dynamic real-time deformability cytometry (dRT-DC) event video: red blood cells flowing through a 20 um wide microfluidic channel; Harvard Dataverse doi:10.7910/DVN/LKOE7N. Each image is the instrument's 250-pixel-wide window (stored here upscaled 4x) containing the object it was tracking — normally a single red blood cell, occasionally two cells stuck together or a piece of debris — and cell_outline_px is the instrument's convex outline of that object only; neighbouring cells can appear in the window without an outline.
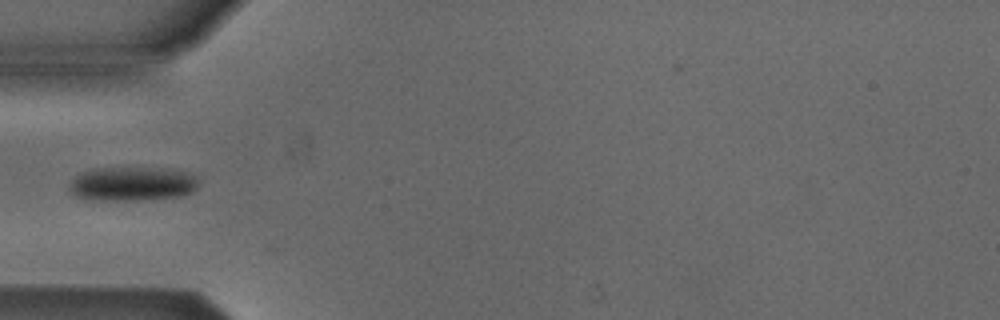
{"species": "Egyptian fruit bat (a non-hibernating species)", "species_latin": "Rousettus aegyptiacus", "temperature_condition": "cold", "stored_images_in_passage": 27, "camera_frame_rate_fps": 3000, "um_per_image_px": 0.085, "animal": {"sex": "male"}, "frame": {"image": 1, "passage_image": 1, "time_ms": 0.0, "image_size_px": [1000, 320], "cell_outline_px": [[196, 188], [192, 192], [184, 196], [144, 200], [88, 200], [72, 196], [68, 188], [68, 184], [80, 172], [92, 168], [144, 168], [180, 172], [196, 176]], "centroid_in_image_um": [11.12, 15.66], "position_along_channel_um": 73.9, "area_um2": 25.66}}
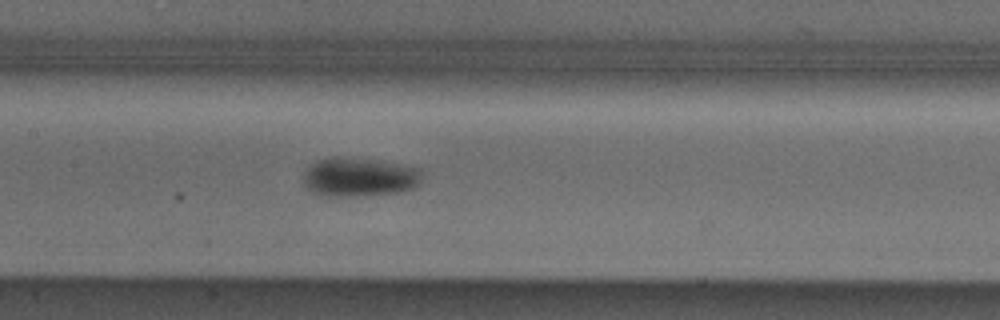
{"frame": {"image": 2, "passage_image": 9, "time_ms": 2.667, "image_size_px": [1000, 320], "cell_outline_px": [[420, 180], [412, 188], [400, 192], [360, 196], [316, 196], [304, 184], [304, 172], [316, 160], [332, 156], [336, 156], [372, 160], [420, 168]], "centroid_in_image_um": [30.47, 15.06], "position_along_channel_um": 176.9, "area_um2": 26.82}}
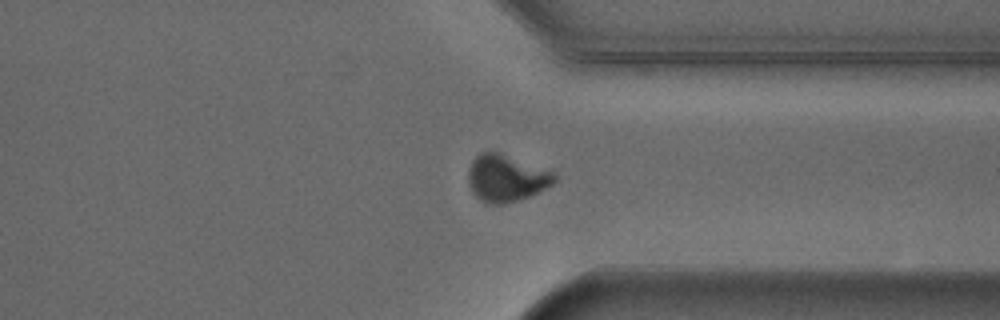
{"frame": {"image": 3, "passage_image": 24, "time_ms": 7.667, "image_size_px": [1000, 320], "cell_outline_px": [[556, 180], [552, 184], [528, 196], [504, 204], [488, 204], [480, 200], [472, 192], [468, 184], [468, 168], [472, 160], [480, 152], [496, 152], [552, 172], [556, 176]], "centroid_in_image_um": [42.95, 15.16], "position_along_channel_um": 368.5, "area_um2": 23.0}}